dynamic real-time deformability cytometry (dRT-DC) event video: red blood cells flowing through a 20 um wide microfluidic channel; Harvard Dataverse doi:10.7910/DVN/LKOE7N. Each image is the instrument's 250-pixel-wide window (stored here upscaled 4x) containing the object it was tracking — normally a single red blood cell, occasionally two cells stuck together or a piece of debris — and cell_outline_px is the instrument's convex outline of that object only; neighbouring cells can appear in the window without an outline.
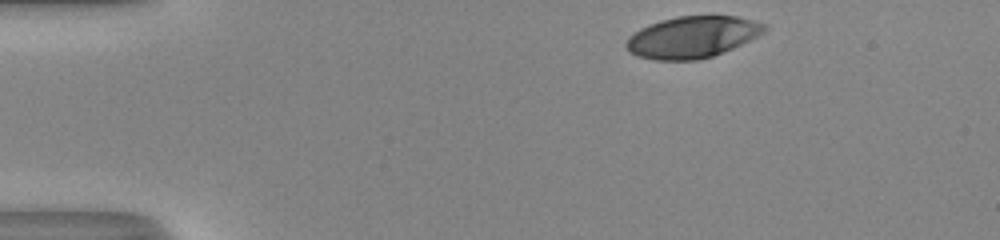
{"species": "human", "species_latin": "Homo sapiens", "temperature_condition": "room temperature", "stored_images_in_passage": 35, "camera_frame_rate_fps": 3000, "um_per_image_px": 0.085, "donor": {"sex": "male"}, "frame": {"image": 1, "passage_image": 1, "time_ms": 0.0, "image_size_px": [1000, 240], "cell_outline_px": [[768, 28], [764, 32], [724, 52], [700, 60], [652, 60], [636, 56], [628, 52], [624, 44], [628, 36], [640, 28], [660, 20], [676, 16], [712, 12], [736, 16], [768, 24]], "centroid_in_image_um": [58.83, 3.11], "position_along_channel_um": 26.2, "area_um2": 34.56}}
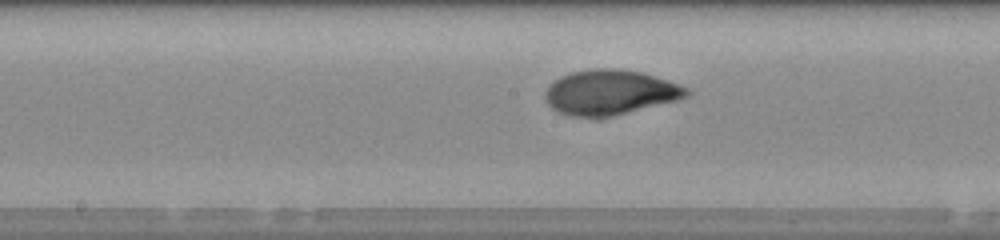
{"frame": {"image": 2, "passage_image": 20, "time_ms": 6.333, "image_size_px": [1000, 240], "cell_outline_px": [[692, 92], [688, 96], [676, 100], [596, 120], [572, 116], [556, 112], [548, 104], [544, 96], [544, 92], [560, 76], [572, 72], [592, 68], [616, 68], [640, 72], [668, 80], [688, 88]], "centroid_in_image_um": [51.83, 7.87], "position_along_channel_um": 196.4, "area_um2": 37.28}}
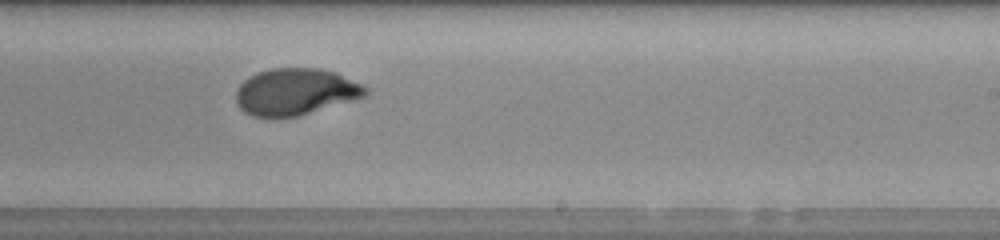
{"frame": {"image": 3, "passage_image": 25, "time_ms": 8.0, "image_size_px": [1000, 240], "cell_outline_px": [[368, 96], [296, 116], [252, 116], [244, 112], [236, 104], [236, 92], [240, 84], [244, 80], [260, 72], [272, 68], [320, 68], [336, 72], [368, 88]], "centroid_in_image_um": [25.13, 7.79], "position_along_channel_um": 263.9, "area_um2": 34.91}, "authors_computed_cell_mechanics": {"area_um2": 35.6626, "velocity_mm_per_s": 4.065, "shape_relaxation_time_tau1_ms": 4.7129, "shape_relaxation_time_tau2_ms": null, "deformation_change_tau1": 0.2153, "deformation_change_tau2": null}}